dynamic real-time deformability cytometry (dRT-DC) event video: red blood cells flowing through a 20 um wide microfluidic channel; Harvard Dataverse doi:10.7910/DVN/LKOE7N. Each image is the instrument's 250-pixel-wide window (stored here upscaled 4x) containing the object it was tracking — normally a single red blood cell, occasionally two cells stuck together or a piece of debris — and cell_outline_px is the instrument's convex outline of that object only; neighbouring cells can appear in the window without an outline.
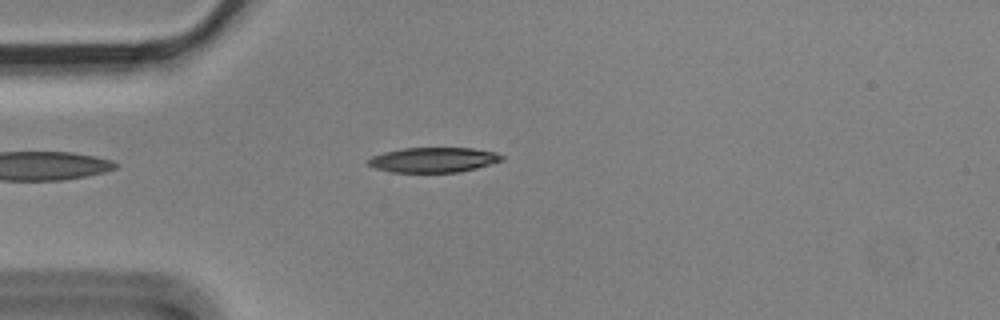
{"species": "Egyptian fruit bat (a non-hibernating species)", "species_latin": "Rousettus aegyptiacus", "temperature_condition": "cold", "stored_images_in_passage": 2, "camera_frame_rate_fps": 3000, "um_per_image_px": 0.085, "animal": {"sex": "male"}, "frame": {"image": 1, "passage_image": 2, "time_ms": 0.333, "image_size_px": [1000, 320], "cell_outline_px": [[504, 160], [476, 168], [460, 172], [392, 172], [376, 168], [368, 164], [368, 160], [372, 156], [384, 152], [404, 148], [472, 148], [496, 152], [504, 156]], "centroid_in_image_um": [36.88, 13.58], "position_along_channel_um": 48.1, "area_um2": 19.36}}